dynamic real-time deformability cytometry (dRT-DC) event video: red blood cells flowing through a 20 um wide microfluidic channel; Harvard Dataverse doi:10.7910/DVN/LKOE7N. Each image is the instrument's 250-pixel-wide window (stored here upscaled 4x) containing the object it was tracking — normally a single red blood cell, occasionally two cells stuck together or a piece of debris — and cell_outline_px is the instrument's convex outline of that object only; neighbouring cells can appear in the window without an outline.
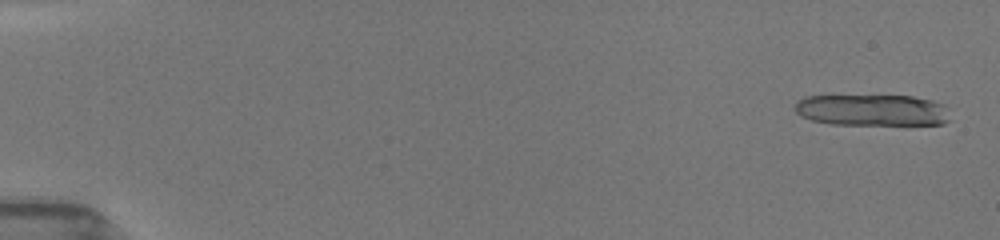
{"species": "common noctule bat (a hibernating species)", "species_latin": "Nyctalus noctula", "temperature_condition": "room temperature", "stored_images_in_passage": 16, "camera_frame_rate_fps": 3000, "um_per_image_px": 0.085, "animal": {"sex": "female", "body_mass_g": 19.5, "forearm_length_mm": 54.1}, "frame": {"image": 1, "passage_image": 2, "time_ms": 0.333, "image_size_px": [1000, 240], "cell_outline_px": [[948, 120], [944, 124], [832, 124], [812, 120], [800, 116], [796, 112], [796, 100], [804, 96], [912, 96], [932, 100], [944, 104]], "centroid_in_image_um": [74.09, 9.35], "position_along_channel_um": 10.9, "area_um2": 28.21}}